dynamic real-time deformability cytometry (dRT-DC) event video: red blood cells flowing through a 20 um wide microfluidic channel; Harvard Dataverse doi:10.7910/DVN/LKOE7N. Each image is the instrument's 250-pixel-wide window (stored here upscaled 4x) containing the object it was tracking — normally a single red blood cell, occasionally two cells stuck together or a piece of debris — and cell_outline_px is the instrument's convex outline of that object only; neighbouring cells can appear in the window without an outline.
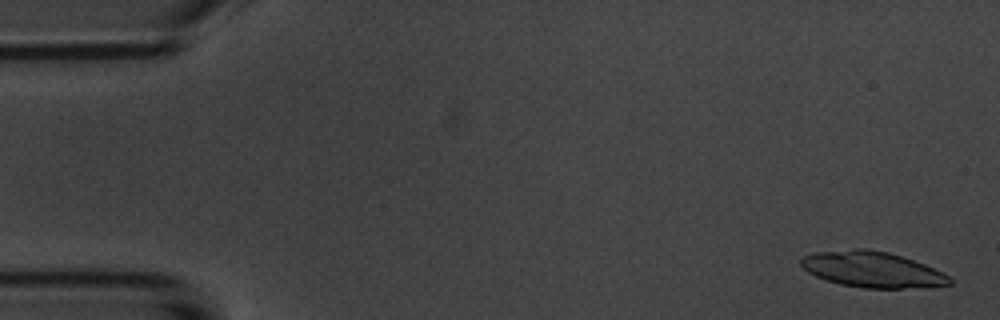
{"species": "common noctule bat (a hibernating species)", "species_latin": "Nyctalus noctula", "temperature_condition": "room temperature", "stored_images_in_passage": 5, "camera_frame_rate_fps": 3000, "um_per_image_px": 0.085, "animal": {"sex": "male", "body_mass_g": 20.1, "forearm_length_mm": 53.5}, "frame": {"image": 1, "passage_image": 1, "time_ms": 0.0, "image_size_px": [1000, 320], "cell_outline_px": [[952, 284], [900, 288], [864, 288], [840, 284], [816, 276], [808, 272], [800, 264], [800, 260], [804, 256], [816, 252], [856, 248], [864, 248], [888, 252], [924, 264], [948, 276], [952, 280]], "centroid_in_image_um": [74.09, 22.9], "position_along_channel_um": 10.9, "area_um2": 30.46}}